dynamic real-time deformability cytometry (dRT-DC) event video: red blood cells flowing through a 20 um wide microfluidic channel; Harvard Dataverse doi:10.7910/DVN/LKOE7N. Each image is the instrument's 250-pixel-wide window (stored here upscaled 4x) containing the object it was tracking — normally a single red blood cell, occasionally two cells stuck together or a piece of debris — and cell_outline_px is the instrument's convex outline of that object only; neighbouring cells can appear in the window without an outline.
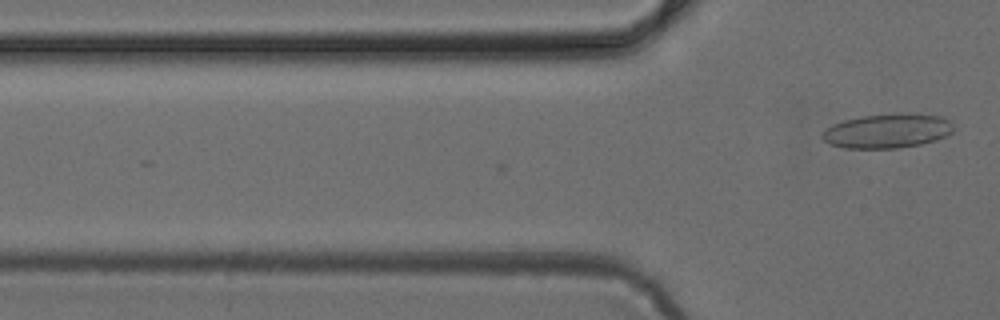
{"species": "common noctule bat (a hibernating species)", "species_latin": "Nyctalus noctula", "temperature_condition": "cold", "stored_images_in_passage": 8, "camera_frame_rate_fps": 3000, "um_per_image_px": 0.085, "animal": {"sex": "female", "body_mass_g": 24.6, "forearm_length_mm": 56.2}, "frame": {"image": 1, "passage_image": 8, "time_ms": 2.333, "image_size_px": [1000, 320], "cell_outline_px": [[952, 132], [936, 140], [920, 144], [896, 148], [844, 148], [828, 144], [820, 136], [820, 132], [824, 128], [832, 124], [844, 120], [860, 116], [896, 112], [940, 116], [948, 120], [952, 124]], "centroid_in_image_um": [75.34, 11.12], "position_along_channel_um": 50.5, "area_um2": 26.53}}